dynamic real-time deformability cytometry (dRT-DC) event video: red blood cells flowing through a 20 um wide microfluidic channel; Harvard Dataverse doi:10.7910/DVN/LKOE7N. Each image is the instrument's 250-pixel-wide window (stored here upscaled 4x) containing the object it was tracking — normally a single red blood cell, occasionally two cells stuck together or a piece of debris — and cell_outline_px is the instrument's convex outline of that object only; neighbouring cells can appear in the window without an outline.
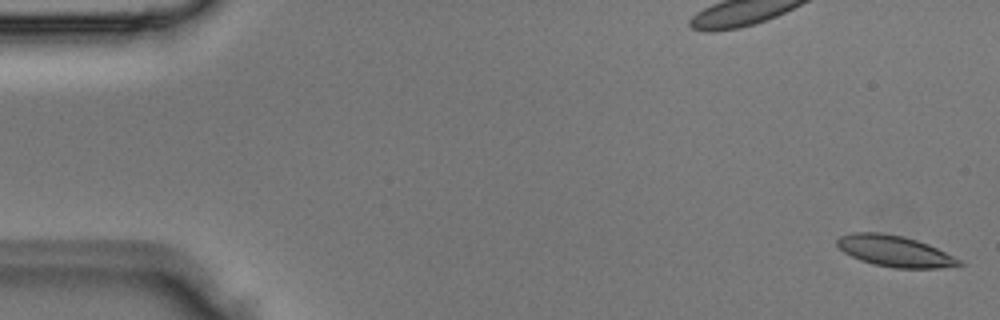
{"species": "Egyptian fruit bat (a non-hibernating species)", "species_latin": "Rousettus aegyptiacus", "temperature_condition": "room temperature", "stored_images_in_passage": 5, "camera_frame_rate_fps": 3000, "um_per_image_px": 0.085, "animal": {"sex": "male"}, "frame": {"image": 1, "passage_image": 1, "time_ms": 0.0, "image_size_px": [1000, 320], "cell_outline_px": [[964, 264], [940, 268], [892, 268], [872, 264], [860, 260], [844, 252], [836, 244], [836, 240], [840, 236], [852, 232], [880, 232], [904, 236], [928, 244], [960, 260]], "centroid_in_image_um": [76.01, 21.34], "position_along_channel_um": 9.0, "area_um2": 22.02}}